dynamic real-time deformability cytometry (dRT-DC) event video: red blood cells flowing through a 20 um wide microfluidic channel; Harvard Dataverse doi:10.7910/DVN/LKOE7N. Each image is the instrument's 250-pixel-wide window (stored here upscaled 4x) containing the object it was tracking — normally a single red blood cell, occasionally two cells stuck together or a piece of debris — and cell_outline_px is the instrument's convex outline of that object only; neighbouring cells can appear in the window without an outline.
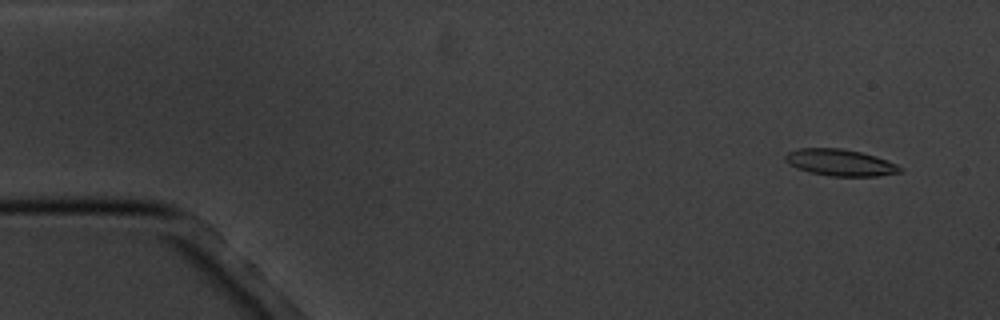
{"species": "common noctule bat (a hibernating species)", "species_latin": "Nyctalus noctula", "temperature_condition": "cold", "stored_images_in_passage": 5, "camera_frame_rate_fps": 3000, "um_per_image_px": 0.085, "animal": {"sex": "male", "body_mass_g": 20.1, "forearm_length_mm": 53.5}, "frame": {"image": 1, "passage_image": 1, "time_ms": 0.0, "image_size_px": [1000, 320], "cell_outline_px": [[900, 172], [880, 176], [828, 176], [808, 172], [796, 168], [788, 164], [784, 160], [784, 156], [788, 152], [800, 148], [840, 148], [860, 152], [876, 156], [896, 164], [900, 168]], "centroid_in_image_um": [71.36, 13.82], "position_along_channel_um": 13.6, "area_um2": 17.8}}
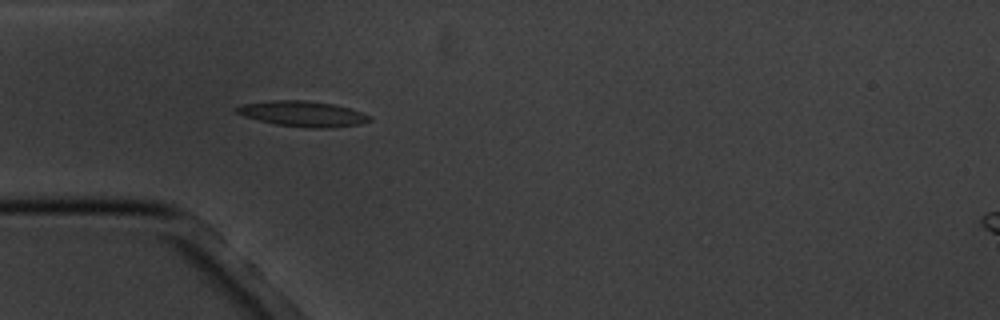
{"frame": {"image": 2, "passage_image": 5, "time_ms": 4.333, "image_size_px": [1000, 320], "cell_outline_px": [[372, 120], [360, 124], [332, 128], [304, 128], [276, 124], [244, 116], [236, 112], [232, 108], [240, 104], [268, 100], [304, 100], [332, 104], [348, 108], [372, 116]], "centroid_in_image_um": [25.7, 9.67], "position_along_channel_um": 59.3, "area_um2": 19.88}}